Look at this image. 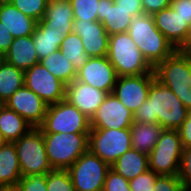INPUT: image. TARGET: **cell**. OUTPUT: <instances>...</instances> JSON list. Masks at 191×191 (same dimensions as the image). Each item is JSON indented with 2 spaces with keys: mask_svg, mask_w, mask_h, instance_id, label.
<instances>
[{
  "mask_svg": "<svg viewBox=\"0 0 191 191\" xmlns=\"http://www.w3.org/2000/svg\"><path fill=\"white\" fill-rule=\"evenodd\" d=\"M110 165L87 150L67 170L76 191H103Z\"/></svg>",
  "mask_w": 191,
  "mask_h": 191,
  "instance_id": "10",
  "label": "cell"
},
{
  "mask_svg": "<svg viewBox=\"0 0 191 191\" xmlns=\"http://www.w3.org/2000/svg\"><path fill=\"white\" fill-rule=\"evenodd\" d=\"M59 51L72 63L76 72L86 64L89 58L84 51L80 36L74 32L63 38Z\"/></svg>",
  "mask_w": 191,
  "mask_h": 191,
  "instance_id": "30",
  "label": "cell"
},
{
  "mask_svg": "<svg viewBox=\"0 0 191 191\" xmlns=\"http://www.w3.org/2000/svg\"><path fill=\"white\" fill-rule=\"evenodd\" d=\"M127 32L153 68L176 50L158 30L152 15L133 17Z\"/></svg>",
  "mask_w": 191,
  "mask_h": 191,
  "instance_id": "2",
  "label": "cell"
},
{
  "mask_svg": "<svg viewBox=\"0 0 191 191\" xmlns=\"http://www.w3.org/2000/svg\"><path fill=\"white\" fill-rule=\"evenodd\" d=\"M24 85L48 105L65 99L66 84L51 74L40 63L24 71Z\"/></svg>",
  "mask_w": 191,
  "mask_h": 191,
  "instance_id": "11",
  "label": "cell"
},
{
  "mask_svg": "<svg viewBox=\"0 0 191 191\" xmlns=\"http://www.w3.org/2000/svg\"><path fill=\"white\" fill-rule=\"evenodd\" d=\"M157 175L150 169L129 181L131 191H154Z\"/></svg>",
  "mask_w": 191,
  "mask_h": 191,
  "instance_id": "35",
  "label": "cell"
},
{
  "mask_svg": "<svg viewBox=\"0 0 191 191\" xmlns=\"http://www.w3.org/2000/svg\"><path fill=\"white\" fill-rule=\"evenodd\" d=\"M18 185L21 191H47L46 174L21 177Z\"/></svg>",
  "mask_w": 191,
  "mask_h": 191,
  "instance_id": "37",
  "label": "cell"
},
{
  "mask_svg": "<svg viewBox=\"0 0 191 191\" xmlns=\"http://www.w3.org/2000/svg\"><path fill=\"white\" fill-rule=\"evenodd\" d=\"M21 177L15 144L5 142L0 146V187L16 185Z\"/></svg>",
  "mask_w": 191,
  "mask_h": 191,
  "instance_id": "25",
  "label": "cell"
},
{
  "mask_svg": "<svg viewBox=\"0 0 191 191\" xmlns=\"http://www.w3.org/2000/svg\"><path fill=\"white\" fill-rule=\"evenodd\" d=\"M183 148L191 147V111H189L186 120L178 129Z\"/></svg>",
  "mask_w": 191,
  "mask_h": 191,
  "instance_id": "42",
  "label": "cell"
},
{
  "mask_svg": "<svg viewBox=\"0 0 191 191\" xmlns=\"http://www.w3.org/2000/svg\"><path fill=\"white\" fill-rule=\"evenodd\" d=\"M154 191H185L178 175H159Z\"/></svg>",
  "mask_w": 191,
  "mask_h": 191,
  "instance_id": "38",
  "label": "cell"
},
{
  "mask_svg": "<svg viewBox=\"0 0 191 191\" xmlns=\"http://www.w3.org/2000/svg\"><path fill=\"white\" fill-rule=\"evenodd\" d=\"M13 39L11 32L0 21V58L9 50Z\"/></svg>",
  "mask_w": 191,
  "mask_h": 191,
  "instance_id": "43",
  "label": "cell"
},
{
  "mask_svg": "<svg viewBox=\"0 0 191 191\" xmlns=\"http://www.w3.org/2000/svg\"><path fill=\"white\" fill-rule=\"evenodd\" d=\"M4 105L23 117L32 127H40L45 119L48 104L25 85L18 89Z\"/></svg>",
  "mask_w": 191,
  "mask_h": 191,
  "instance_id": "15",
  "label": "cell"
},
{
  "mask_svg": "<svg viewBox=\"0 0 191 191\" xmlns=\"http://www.w3.org/2000/svg\"><path fill=\"white\" fill-rule=\"evenodd\" d=\"M154 78V70L151 73L137 76L118 77L112 94L134 114L148 98Z\"/></svg>",
  "mask_w": 191,
  "mask_h": 191,
  "instance_id": "12",
  "label": "cell"
},
{
  "mask_svg": "<svg viewBox=\"0 0 191 191\" xmlns=\"http://www.w3.org/2000/svg\"><path fill=\"white\" fill-rule=\"evenodd\" d=\"M39 63L66 85L76 79V70L60 51L52 52L47 57L39 60Z\"/></svg>",
  "mask_w": 191,
  "mask_h": 191,
  "instance_id": "29",
  "label": "cell"
},
{
  "mask_svg": "<svg viewBox=\"0 0 191 191\" xmlns=\"http://www.w3.org/2000/svg\"><path fill=\"white\" fill-rule=\"evenodd\" d=\"M177 51L191 63V39H185Z\"/></svg>",
  "mask_w": 191,
  "mask_h": 191,
  "instance_id": "44",
  "label": "cell"
},
{
  "mask_svg": "<svg viewBox=\"0 0 191 191\" xmlns=\"http://www.w3.org/2000/svg\"><path fill=\"white\" fill-rule=\"evenodd\" d=\"M182 151L179 131L164 129L148 154L149 169L157 175H178Z\"/></svg>",
  "mask_w": 191,
  "mask_h": 191,
  "instance_id": "8",
  "label": "cell"
},
{
  "mask_svg": "<svg viewBox=\"0 0 191 191\" xmlns=\"http://www.w3.org/2000/svg\"><path fill=\"white\" fill-rule=\"evenodd\" d=\"M171 6L185 23L191 24V0H171Z\"/></svg>",
  "mask_w": 191,
  "mask_h": 191,
  "instance_id": "39",
  "label": "cell"
},
{
  "mask_svg": "<svg viewBox=\"0 0 191 191\" xmlns=\"http://www.w3.org/2000/svg\"><path fill=\"white\" fill-rule=\"evenodd\" d=\"M14 144L17 149L22 177L47 174L53 169L47 159L45 142L40 127H32Z\"/></svg>",
  "mask_w": 191,
  "mask_h": 191,
  "instance_id": "6",
  "label": "cell"
},
{
  "mask_svg": "<svg viewBox=\"0 0 191 191\" xmlns=\"http://www.w3.org/2000/svg\"><path fill=\"white\" fill-rule=\"evenodd\" d=\"M0 21L9 30L13 38L32 36L37 21L26 16L11 2L0 3Z\"/></svg>",
  "mask_w": 191,
  "mask_h": 191,
  "instance_id": "22",
  "label": "cell"
},
{
  "mask_svg": "<svg viewBox=\"0 0 191 191\" xmlns=\"http://www.w3.org/2000/svg\"><path fill=\"white\" fill-rule=\"evenodd\" d=\"M103 191H131V188L127 179L110 168L106 175Z\"/></svg>",
  "mask_w": 191,
  "mask_h": 191,
  "instance_id": "36",
  "label": "cell"
},
{
  "mask_svg": "<svg viewBox=\"0 0 191 191\" xmlns=\"http://www.w3.org/2000/svg\"><path fill=\"white\" fill-rule=\"evenodd\" d=\"M98 21L103 24L109 35L129 30L133 17L114 0H99Z\"/></svg>",
  "mask_w": 191,
  "mask_h": 191,
  "instance_id": "19",
  "label": "cell"
},
{
  "mask_svg": "<svg viewBox=\"0 0 191 191\" xmlns=\"http://www.w3.org/2000/svg\"><path fill=\"white\" fill-rule=\"evenodd\" d=\"M9 64L23 71L39 63L32 36L14 38L9 50L3 55Z\"/></svg>",
  "mask_w": 191,
  "mask_h": 191,
  "instance_id": "21",
  "label": "cell"
},
{
  "mask_svg": "<svg viewBox=\"0 0 191 191\" xmlns=\"http://www.w3.org/2000/svg\"><path fill=\"white\" fill-rule=\"evenodd\" d=\"M107 95L105 91L75 79L66 85L65 100L91 118Z\"/></svg>",
  "mask_w": 191,
  "mask_h": 191,
  "instance_id": "17",
  "label": "cell"
},
{
  "mask_svg": "<svg viewBox=\"0 0 191 191\" xmlns=\"http://www.w3.org/2000/svg\"><path fill=\"white\" fill-rule=\"evenodd\" d=\"M5 143L2 135H1V132H0V146L3 145Z\"/></svg>",
  "mask_w": 191,
  "mask_h": 191,
  "instance_id": "47",
  "label": "cell"
},
{
  "mask_svg": "<svg viewBox=\"0 0 191 191\" xmlns=\"http://www.w3.org/2000/svg\"><path fill=\"white\" fill-rule=\"evenodd\" d=\"M47 191H76L67 169H52L46 174Z\"/></svg>",
  "mask_w": 191,
  "mask_h": 191,
  "instance_id": "32",
  "label": "cell"
},
{
  "mask_svg": "<svg viewBox=\"0 0 191 191\" xmlns=\"http://www.w3.org/2000/svg\"><path fill=\"white\" fill-rule=\"evenodd\" d=\"M163 130L164 128L158 123L133 122L130 128L132 148L148 155L156 145Z\"/></svg>",
  "mask_w": 191,
  "mask_h": 191,
  "instance_id": "24",
  "label": "cell"
},
{
  "mask_svg": "<svg viewBox=\"0 0 191 191\" xmlns=\"http://www.w3.org/2000/svg\"><path fill=\"white\" fill-rule=\"evenodd\" d=\"M12 0H0V3H8L11 2Z\"/></svg>",
  "mask_w": 191,
  "mask_h": 191,
  "instance_id": "48",
  "label": "cell"
},
{
  "mask_svg": "<svg viewBox=\"0 0 191 191\" xmlns=\"http://www.w3.org/2000/svg\"><path fill=\"white\" fill-rule=\"evenodd\" d=\"M131 148L130 128L90 130L88 150L109 165Z\"/></svg>",
  "mask_w": 191,
  "mask_h": 191,
  "instance_id": "9",
  "label": "cell"
},
{
  "mask_svg": "<svg viewBox=\"0 0 191 191\" xmlns=\"http://www.w3.org/2000/svg\"><path fill=\"white\" fill-rule=\"evenodd\" d=\"M89 133H43L47 159L53 169H68L88 150Z\"/></svg>",
  "mask_w": 191,
  "mask_h": 191,
  "instance_id": "5",
  "label": "cell"
},
{
  "mask_svg": "<svg viewBox=\"0 0 191 191\" xmlns=\"http://www.w3.org/2000/svg\"><path fill=\"white\" fill-rule=\"evenodd\" d=\"M118 75L107 56L89 57L86 64L77 71L76 80L112 94Z\"/></svg>",
  "mask_w": 191,
  "mask_h": 191,
  "instance_id": "14",
  "label": "cell"
},
{
  "mask_svg": "<svg viewBox=\"0 0 191 191\" xmlns=\"http://www.w3.org/2000/svg\"><path fill=\"white\" fill-rule=\"evenodd\" d=\"M32 37L39 60L54 51H59L64 38L63 33L58 32L57 29L47 27L41 20L37 22Z\"/></svg>",
  "mask_w": 191,
  "mask_h": 191,
  "instance_id": "27",
  "label": "cell"
},
{
  "mask_svg": "<svg viewBox=\"0 0 191 191\" xmlns=\"http://www.w3.org/2000/svg\"><path fill=\"white\" fill-rule=\"evenodd\" d=\"M42 133H90V118L68 101L61 100L47 107Z\"/></svg>",
  "mask_w": 191,
  "mask_h": 191,
  "instance_id": "7",
  "label": "cell"
},
{
  "mask_svg": "<svg viewBox=\"0 0 191 191\" xmlns=\"http://www.w3.org/2000/svg\"><path fill=\"white\" fill-rule=\"evenodd\" d=\"M155 78L169 87L191 111V63L177 49L154 68Z\"/></svg>",
  "mask_w": 191,
  "mask_h": 191,
  "instance_id": "4",
  "label": "cell"
},
{
  "mask_svg": "<svg viewBox=\"0 0 191 191\" xmlns=\"http://www.w3.org/2000/svg\"><path fill=\"white\" fill-rule=\"evenodd\" d=\"M0 191H21L18 184L0 187Z\"/></svg>",
  "mask_w": 191,
  "mask_h": 191,
  "instance_id": "45",
  "label": "cell"
},
{
  "mask_svg": "<svg viewBox=\"0 0 191 191\" xmlns=\"http://www.w3.org/2000/svg\"><path fill=\"white\" fill-rule=\"evenodd\" d=\"M11 3L26 16L39 22L45 15L48 0H12Z\"/></svg>",
  "mask_w": 191,
  "mask_h": 191,
  "instance_id": "33",
  "label": "cell"
},
{
  "mask_svg": "<svg viewBox=\"0 0 191 191\" xmlns=\"http://www.w3.org/2000/svg\"><path fill=\"white\" fill-rule=\"evenodd\" d=\"M99 0H71L75 20L98 21Z\"/></svg>",
  "mask_w": 191,
  "mask_h": 191,
  "instance_id": "31",
  "label": "cell"
},
{
  "mask_svg": "<svg viewBox=\"0 0 191 191\" xmlns=\"http://www.w3.org/2000/svg\"><path fill=\"white\" fill-rule=\"evenodd\" d=\"M110 168L130 181L149 170L148 155L131 148L111 164Z\"/></svg>",
  "mask_w": 191,
  "mask_h": 191,
  "instance_id": "23",
  "label": "cell"
},
{
  "mask_svg": "<svg viewBox=\"0 0 191 191\" xmlns=\"http://www.w3.org/2000/svg\"><path fill=\"white\" fill-rule=\"evenodd\" d=\"M144 14L153 15L171 6V0H141Z\"/></svg>",
  "mask_w": 191,
  "mask_h": 191,
  "instance_id": "40",
  "label": "cell"
},
{
  "mask_svg": "<svg viewBox=\"0 0 191 191\" xmlns=\"http://www.w3.org/2000/svg\"><path fill=\"white\" fill-rule=\"evenodd\" d=\"M186 39H191V24L189 25V29H188Z\"/></svg>",
  "mask_w": 191,
  "mask_h": 191,
  "instance_id": "46",
  "label": "cell"
},
{
  "mask_svg": "<svg viewBox=\"0 0 191 191\" xmlns=\"http://www.w3.org/2000/svg\"><path fill=\"white\" fill-rule=\"evenodd\" d=\"M133 115L113 94H108L90 118V126L91 129L131 128Z\"/></svg>",
  "mask_w": 191,
  "mask_h": 191,
  "instance_id": "13",
  "label": "cell"
},
{
  "mask_svg": "<svg viewBox=\"0 0 191 191\" xmlns=\"http://www.w3.org/2000/svg\"><path fill=\"white\" fill-rule=\"evenodd\" d=\"M73 32L80 36L88 57L107 56L110 35L101 22L74 20Z\"/></svg>",
  "mask_w": 191,
  "mask_h": 191,
  "instance_id": "16",
  "label": "cell"
},
{
  "mask_svg": "<svg viewBox=\"0 0 191 191\" xmlns=\"http://www.w3.org/2000/svg\"><path fill=\"white\" fill-rule=\"evenodd\" d=\"M121 8L128 11L132 17L144 14L141 0H114Z\"/></svg>",
  "mask_w": 191,
  "mask_h": 191,
  "instance_id": "41",
  "label": "cell"
},
{
  "mask_svg": "<svg viewBox=\"0 0 191 191\" xmlns=\"http://www.w3.org/2000/svg\"><path fill=\"white\" fill-rule=\"evenodd\" d=\"M189 110L174 92L154 78L148 98L134 113V122L160 124L164 129L178 130Z\"/></svg>",
  "mask_w": 191,
  "mask_h": 191,
  "instance_id": "1",
  "label": "cell"
},
{
  "mask_svg": "<svg viewBox=\"0 0 191 191\" xmlns=\"http://www.w3.org/2000/svg\"><path fill=\"white\" fill-rule=\"evenodd\" d=\"M107 58L118 77L137 76L153 71V67L143 57L128 32L109 36Z\"/></svg>",
  "mask_w": 191,
  "mask_h": 191,
  "instance_id": "3",
  "label": "cell"
},
{
  "mask_svg": "<svg viewBox=\"0 0 191 191\" xmlns=\"http://www.w3.org/2000/svg\"><path fill=\"white\" fill-rule=\"evenodd\" d=\"M24 86V71L0 58V102L5 103Z\"/></svg>",
  "mask_w": 191,
  "mask_h": 191,
  "instance_id": "28",
  "label": "cell"
},
{
  "mask_svg": "<svg viewBox=\"0 0 191 191\" xmlns=\"http://www.w3.org/2000/svg\"><path fill=\"white\" fill-rule=\"evenodd\" d=\"M31 128L32 125L23 117L2 104L0 107V132L5 142L14 143Z\"/></svg>",
  "mask_w": 191,
  "mask_h": 191,
  "instance_id": "26",
  "label": "cell"
},
{
  "mask_svg": "<svg viewBox=\"0 0 191 191\" xmlns=\"http://www.w3.org/2000/svg\"><path fill=\"white\" fill-rule=\"evenodd\" d=\"M158 30L177 49L186 39L189 25L169 6L152 15Z\"/></svg>",
  "mask_w": 191,
  "mask_h": 191,
  "instance_id": "18",
  "label": "cell"
},
{
  "mask_svg": "<svg viewBox=\"0 0 191 191\" xmlns=\"http://www.w3.org/2000/svg\"><path fill=\"white\" fill-rule=\"evenodd\" d=\"M74 20L70 1L61 0H48L45 15L41 19L47 27L63 33V37L73 32Z\"/></svg>",
  "mask_w": 191,
  "mask_h": 191,
  "instance_id": "20",
  "label": "cell"
},
{
  "mask_svg": "<svg viewBox=\"0 0 191 191\" xmlns=\"http://www.w3.org/2000/svg\"><path fill=\"white\" fill-rule=\"evenodd\" d=\"M178 177L185 191H191V147L183 148Z\"/></svg>",
  "mask_w": 191,
  "mask_h": 191,
  "instance_id": "34",
  "label": "cell"
}]
</instances>
